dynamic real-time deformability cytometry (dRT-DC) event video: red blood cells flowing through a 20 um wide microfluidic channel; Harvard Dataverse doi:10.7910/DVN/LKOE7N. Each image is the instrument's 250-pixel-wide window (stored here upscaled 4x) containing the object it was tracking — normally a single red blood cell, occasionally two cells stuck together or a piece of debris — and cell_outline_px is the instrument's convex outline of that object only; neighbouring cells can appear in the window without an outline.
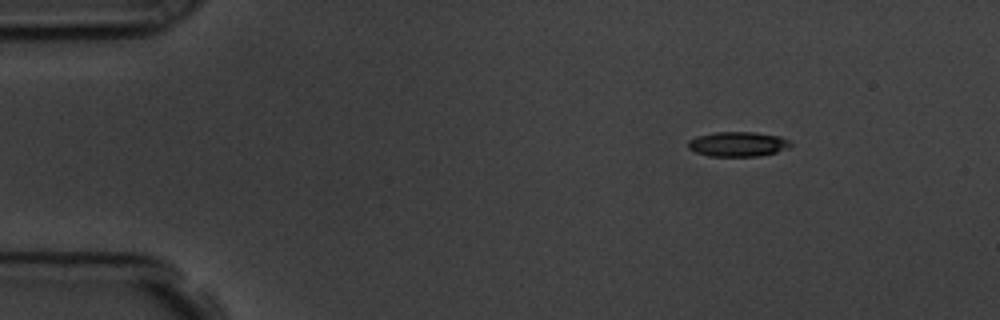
{"species": "common noctule bat (a hibernating species)", "species_latin": "Nyctalus noctula", "temperature_condition": "room temperature", "stored_images_in_passage": 50, "camera_frame_rate_fps": 3000, "um_per_image_px": 0.085, "animal": {"sex": "male", "body_mass_g": 19.5, "forearm_length_mm": 54.6}, "frame": {"image": 1, "passage_image": 1, "time_ms": 0.0, "image_size_px": [1000, 320], "cell_outline_px": [[792, 144], [788, 148], [776, 152], [760, 156], [708, 156], [696, 152], [688, 148], [688, 140], [696, 136], [716, 132], [756, 132], [780, 136], [788, 140]], "centroid_in_image_um": [62.71, 12.25], "position_along_channel_um": 22.3, "area_um2": 14.85}}
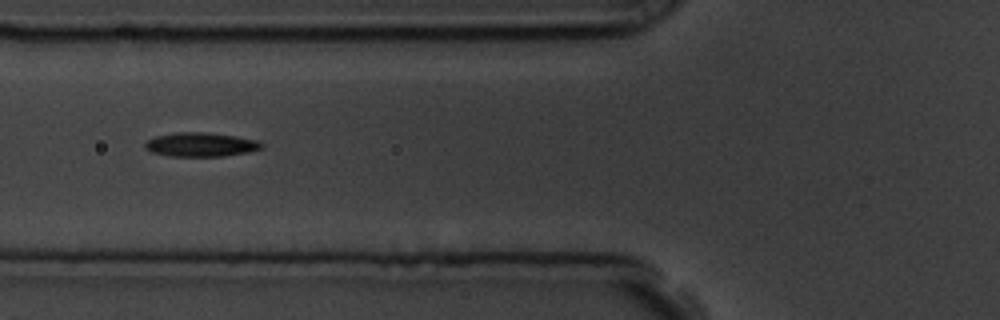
{"frame": {"image": 2, "passage_image": 15, "time_ms": 4.667, "image_size_px": [1000, 320], "cell_outline_px": [[264, 148], [248, 152], [224, 156], [168, 156], [152, 152], [144, 148], [144, 144], [148, 140], [156, 136], [176, 132], [208, 132], [236, 136], [256, 140], [264, 144]], "centroid_in_image_um": [17.08, 12.29], "position_along_channel_um": 108.7, "area_um2": 16.42}}
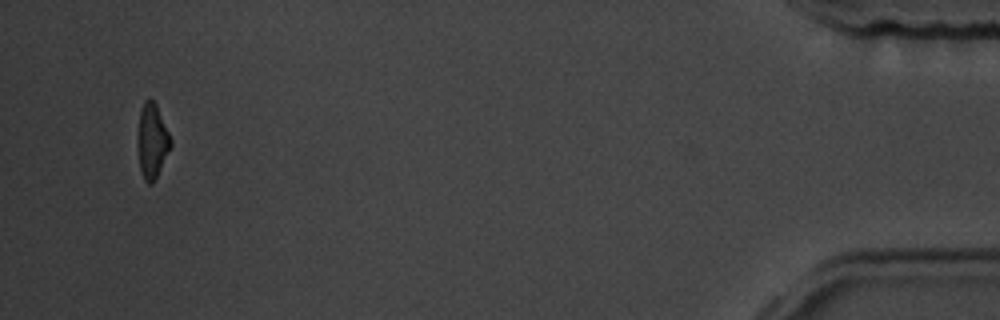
{"frame": {"image": 3, "passage_image": 48, "time_ms": 15.667, "image_size_px": [1000, 320], "cell_outline_px": [[172, 144], [152, 184], [148, 184], [144, 180], [140, 168], [136, 140], [136, 136], [140, 112], [144, 100], [148, 96], [156, 104], [172, 140]], "centroid_in_image_um": [12.9, 11.94], "position_along_channel_um": 422.3, "area_um2": 14.39}, "authors_computed_cell_mechanics": {"area_um2": 15.6638, "velocity_mm_per_s": 3.5957, "shape_relaxation_time_tau1_ms": 3.5893, "shape_relaxation_time_tau2_ms": 9.1755, "deformation_change_tau1": 0.1367, "deformation_change_tau2": 0.1833}}